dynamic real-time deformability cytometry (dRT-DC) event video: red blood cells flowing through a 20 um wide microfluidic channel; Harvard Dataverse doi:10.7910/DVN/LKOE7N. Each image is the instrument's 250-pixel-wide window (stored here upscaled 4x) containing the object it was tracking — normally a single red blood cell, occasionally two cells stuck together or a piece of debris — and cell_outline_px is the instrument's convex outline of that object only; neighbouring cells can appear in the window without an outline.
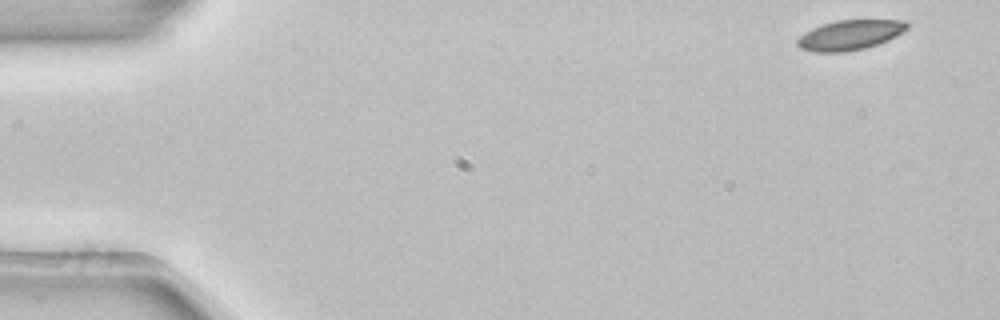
{"species": "common noctule bat (a hibernating species)", "species_latin": "Nyctalus noctula", "temperature_condition": "room temperature", "stored_images_in_passage": 52, "camera_frame_rate_fps": 3000, "um_per_image_px": 0.085, "animal": {"sex": "female", "body_mass_g": 22.7, "forearm_length_mm": 54.2}, "frame": {"image": 1, "passage_image": 1, "time_ms": 0.0, "image_size_px": [1000, 320], "cell_outline_px": [[908, 28], [896, 36], [888, 40], [864, 48], [844, 52], [816, 52], [800, 48], [796, 44], [796, 40], [804, 32], [812, 28], [836, 20], [904, 20], [908, 24]], "centroid_in_image_um": [72.22, 2.97], "position_along_channel_um": 12.8, "area_um2": 19.02}}
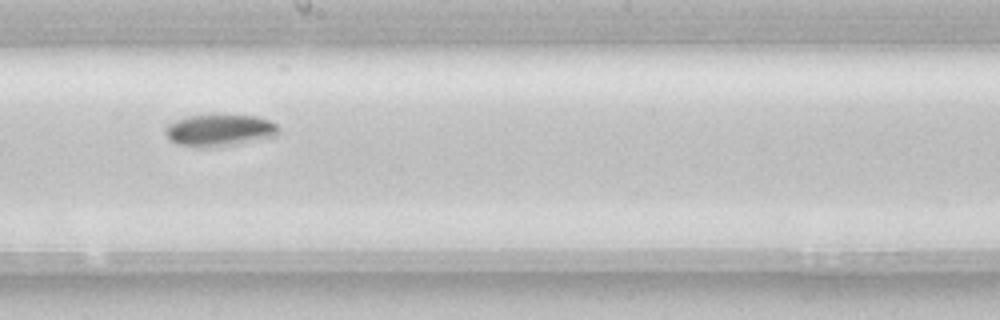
{"frame": {"image": 2, "passage_image": 28, "time_ms": 9.0, "image_size_px": [1000, 320], "cell_outline_px": [[280, 132], [276, 136], [232, 144], [204, 148], [176, 144], [168, 140], [164, 132], [168, 124], [176, 120], [188, 116], [256, 116], [268, 120], [276, 124], [280, 128]], "centroid_in_image_um": [18.63, 11.09], "position_along_channel_um": 229.6, "area_um2": 20.69}}
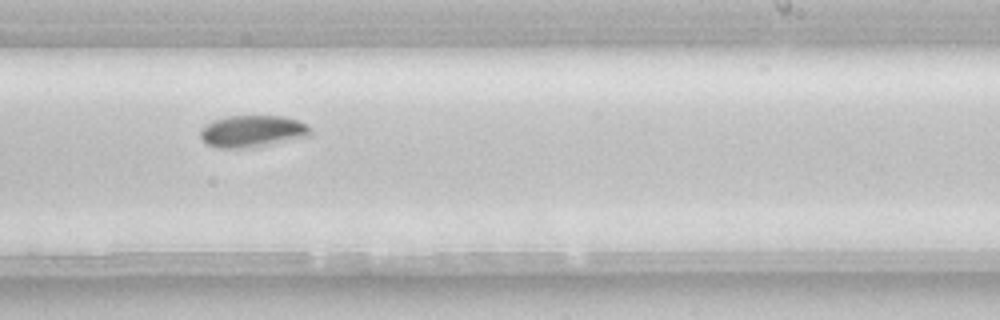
{"frame": {"image": 3, "passage_image": 31, "time_ms": 10.0, "image_size_px": [1000, 320], "cell_outline_px": [[312, 132], [308, 136], [272, 144], [240, 148], [216, 148], [204, 144], [200, 140], [200, 128], [216, 120], [228, 116], [284, 116], [308, 124]], "centroid_in_image_um": [21.42, 11.16], "position_along_channel_um": 267.6, "area_um2": 20.46}, "authors_computed_cell_mechanics": {"area_um2": 19.7098, "velocity_mm_per_s": 3.8374, "shape_relaxation_time_tau1_ms": 2.9295, "shape_relaxation_time_tau2_ms": null, "deformation_change_tau1": 0.0761, "deformation_change_tau2": null}}